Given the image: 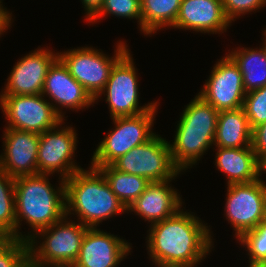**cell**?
<instances>
[{
	"label": "cell",
	"mask_w": 266,
	"mask_h": 267,
	"mask_svg": "<svg viewBox=\"0 0 266 267\" xmlns=\"http://www.w3.org/2000/svg\"><path fill=\"white\" fill-rule=\"evenodd\" d=\"M184 210L150 224L146 247L156 267H196L214 248L210 226Z\"/></svg>",
	"instance_id": "obj_1"
},
{
	"label": "cell",
	"mask_w": 266,
	"mask_h": 267,
	"mask_svg": "<svg viewBox=\"0 0 266 267\" xmlns=\"http://www.w3.org/2000/svg\"><path fill=\"white\" fill-rule=\"evenodd\" d=\"M48 176L36 174L15 178L17 239L28 241L38 231L48 228L66 215L65 180L61 179L59 187L55 189ZM23 219L32 229L27 235L19 231Z\"/></svg>",
	"instance_id": "obj_2"
},
{
	"label": "cell",
	"mask_w": 266,
	"mask_h": 267,
	"mask_svg": "<svg viewBox=\"0 0 266 267\" xmlns=\"http://www.w3.org/2000/svg\"><path fill=\"white\" fill-rule=\"evenodd\" d=\"M65 199L66 216L76 215L77 221L88 228H97L104 220L127 213L103 174L91 166L65 180Z\"/></svg>",
	"instance_id": "obj_3"
},
{
	"label": "cell",
	"mask_w": 266,
	"mask_h": 267,
	"mask_svg": "<svg viewBox=\"0 0 266 267\" xmlns=\"http://www.w3.org/2000/svg\"><path fill=\"white\" fill-rule=\"evenodd\" d=\"M218 114L219 111L199 95L185 106L174 142H169L172 160L181 172L192 168L214 145Z\"/></svg>",
	"instance_id": "obj_4"
},
{
	"label": "cell",
	"mask_w": 266,
	"mask_h": 267,
	"mask_svg": "<svg viewBox=\"0 0 266 267\" xmlns=\"http://www.w3.org/2000/svg\"><path fill=\"white\" fill-rule=\"evenodd\" d=\"M68 219L65 215L28 240L31 267H72L88 227ZM37 237L43 240L39 246Z\"/></svg>",
	"instance_id": "obj_5"
},
{
	"label": "cell",
	"mask_w": 266,
	"mask_h": 267,
	"mask_svg": "<svg viewBox=\"0 0 266 267\" xmlns=\"http://www.w3.org/2000/svg\"><path fill=\"white\" fill-rule=\"evenodd\" d=\"M158 103L150 110L134 116L112 118L113 130L100 141L91 158V167L111 165L132 148L150 140L156 133L152 131Z\"/></svg>",
	"instance_id": "obj_6"
},
{
	"label": "cell",
	"mask_w": 266,
	"mask_h": 267,
	"mask_svg": "<svg viewBox=\"0 0 266 267\" xmlns=\"http://www.w3.org/2000/svg\"><path fill=\"white\" fill-rule=\"evenodd\" d=\"M126 44L120 40L112 57L93 46H84L58 52V58L71 76L95 99L104 89L114 64L129 50Z\"/></svg>",
	"instance_id": "obj_7"
},
{
	"label": "cell",
	"mask_w": 266,
	"mask_h": 267,
	"mask_svg": "<svg viewBox=\"0 0 266 267\" xmlns=\"http://www.w3.org/2000/svg\"><path fill=\"white\" fill-rule=\"evenodd\" d=\"M118 171L145 177L149 182L176 179L181 171L171 157L169 142L155 134L111 164Z\"/></svg>",
	"instance_id": "obj_8"
},
{
	"label": "cell",
	"mask_w": 266,
	"mask_h": 267,
	"mask_svg": "<svg viewBox=\"0 0 266 267\" xmlns=\"http://www.w3.org/2000/svg\"><path fill=\"white\" fill-rule=\"evenodd\" d=\"M129 51L114 64L104 89L95 98L97 103L103 94L106 96L111 119L138 115L150 111L159 103L155 101L139 106L137 68Z\"/></svg>",
	"instance_id": "obj_9"
},
{
	"label": "cell",
	"mask_w": 266,
	"mask_h": 267,
	"mask_svg": "<svg viewBox=\"0 0 266 267\" xmlns=\"http://www.w3.org/2000/svg\"><path fill=\"white\" fill-rule=\"evenodd\" d=\"M225 216L235 231L237 240L255 229L264 219L266 183L261 178L248 183L227 185Z\"/></svg>",
	"instance_id": "obj_10"
},
{
	"label": "cell",
	"mask_w": 266,
	"mask_h": 267,
	"mask_svg": "<svg viewBox=\"0 0 266 267\" xmlns=\"http://www.w3.org/2000/svg\"><path fill=\"white\" fill-rule=\"evenodd\" d=\"M44 98L42 94L0 95V108L8 123L5 128L41 134L66 120Z\"/></svg>",
	"instance_id": "obj_11"
},
{
	"label": "cell",
	"mask_w": 266,
	"mask_h": 267,
	"mask_svg": "<svg viewBox=\"0 0 266 267\" xmlns=\"http://www.w3.org/2000/svg\"><path fill=\"white\" fill-rule=\"evenodd\" d=\"M63 122L39 134L37 164L38 174L52 175L58 172L60 180H67L83 168L76 165L73 158L78 142L76 130L71 126L62 127Z\"/></svg>",
	"instance_id": "obj_12"
},
{
	"label": "cell",
	"mask_w": 266,
	"mask_h": 267,
	"mask_svg": "<svg viewBox=\"0 0 266 267\" xmlns=\"http://www.w3.org/2000/svg\"><path fill=\"white\" fill-rule=\"evenodd\" d=\"M225 55L216 62L202 90L197 94L217 111L243 107L246 96L237 64L227 53Z\"/></svg>",
	"instance_id": "obj_13"
},
{
	"label": "cell",
	"mask_w": 266,
	"mask_h": 267,
	"mask_svg": "<svg viewBox=\"0 0 266 267\" xmlns=\"http://www.w3.org/2000/svg\"><path fill=\"white\" fill-rule=\"evenodd\" d=\"M58 53L48 48H38L16 62L0 95L42 94L49 67Z\"/></svg>",
	"instance_id": "obj_14"
},
{
	"label": "cell",
	"mask_w": 266,
	"mask_h": 267,
	"mask_svg": "<svg viewBox=\"0 0 266 267\" xmlns=\"http://www.w3.org/2000/svg\"><path fill=\"white\" fill-rule=\"evenodd\" d=\"M42 95L52 100V106L63 119V108L78 111L94 106L95 103V99L71 76L59 58L48 69Z\"/></svg>",
	"instance_id": "obj_15"
},
{
	"label": "cell",
	"mask_w": 266,
	"mask_h": 267,
	"mask_svg": "<svg viewBox=\"0 0 266 267\" xmlns=\"http://www.w3.org/2000/svg\"><path fill=\"white\" fill-rule=\"evenodd\" d=\"M2 139L1 171L13 178L38 174L39 134L5 128Z\"/></svg>",
	"instance_id": "obj_16"
},
{
	"label": "cell",
	"mask_w": 266,
	"mask_h": 267,
	"mask_svg": "<svg viewBox=\"0 0 266 267\" xmlns=\"http://www.w3.org/2000/svg\"><path fill=\"white\" fill-rule=\"evenodd\" d=\"M131 247L125 239L114 234L88 228L72 267H117L132 252Z\"/></svg>",
	"instance_id": "obj_17"
},
{
	"label": "cell",
	"mask_w": 266,
	"mask_h": 267,
	"mask_svg": "<svg viewBox=\"0 0 266 267\" xmlns=\"http://www.w3.org/2000/svg\"><path fill=\"white\" fill-rule=\"evenodd\" d=\"M231 26L223 11L222 0H182L172 28L207 34H222Z\"/></svg>",
	"instance_id": "obj_18"
},
{
	"label": "cell",
	"mask_w": 266,
	"mask_h": 267,
	"mask_svg": "<svg viewBox=\"0 0 266 267\" xmlns=\"http://www.w3.org/2000/svg\"><path fill=\"white\" fill-rule=\"evenodd\" d=\"M150 182L145 191L127 208L151 224L163 221L182 208L183 199L170 182Z\"/></svg>",
	"instance_id": "obj_19"
},
{
	"label": "cell",
	"mask_w": 266,
	"mask_h": 267,
	"mask_svg": "<svg viewBox=\"0 0 266 267\" xmlns=\"http://www.w3.org/2000/svg\"><path fill=\"white\" fill-rule=\"evenodd\" d=\"M215 149L216 168L227 178V185L232 183H248L260 179L262 163L258 160L252 146L244 148Z\"/></svg>",
	"instance_id": "obj_20"
},
{
	"label": "cell",
	"mask_w": 266,
	"mask_h": 267,
	"mask_svg": "<svg viewBox=\"0 0 266 267\" xmlns=\"http://www.w3.org/2000/svg\"><path fill=\"white\" fill-rule=\"evenodd\" d=\"M252 132L243 107L219 111L214 146L223 148L252 146Z\"/></svg>",
	"instance_id": "obj_21"
},
{
	"label": "cell",
	"mask_w": 266,
	"mask_h": 267,
	"mask_svg": "<svg viewBox=\"0 0 266 267\" xmlns=\"http://www.w3.org/2000/svg\"><path fill=\"white\" fill-rule=\"evenodd\" d=\"M228 53L242 74L246 93L266 85V55L261 48L238 47Z\"/></svg>",
	"instance_id": "obj_22"
},
{
	"label": "cell",
	"mask_w": 266,
	"mask_h": 267,
	"mask_svg": "<svg viewBox=\"0 0 266 267\" xmlns=\"http://www.w3.org/2000/svg\"><path fill=\"white\" fill-rule=\"evenodd\" d=\"M141 32L150 36L165 27L171 28L177 20L182 0H140Z\"/></svg>",
	"instance_id": "obj_23"
},
{
	"label": "cell",
	"mask_w": 266,
	"mask_h": 267,
	"mask_svg": "<svg viewBox=\"0 0 266 267\" xmlns=\"http://www.w3.org/2000/svg\"><path fill=\"white\" fill-rule=\"evenodd\" d=\"M97 169L126 208L145 191L150 183L145 177L118 171L112 165L100 166Z\"/></svg>",
	"instance_id": "obj_24"
},
{
	"label": "cell",
	"mask_w": 266,
	"mask_h": 267,
	"mask_svg": "<svg viewBox=\"0 0 266 267\" xmlns=\"http://www.w3.org/2000/svg\"><path fill=\"white\" fill-rule=\"evenodd\" d=\"M15 178L0 170V232L16 238Z\"/></svg>",
	"instance_id": "obj_25"
},
{
	"label": "cell",
	"mask_w": 266,
	"mask_h": 267,
	"mask_svg": "<svg viewBox=\"0 0 266 267\" xmlns=\"http://www.w3.org/2000/svg\"><path fill=\"white\" fill-rule=\"evenodd\" d=\"M0 267H31L28 241L14 237L0 240Z\"/></svg>",
	"instance_id": "obj_26"
},
{
	"label": "cell",
	"mask_w": 266,
	"mask_h": 267,
	"mask_svg": "<svg viewBox=\"0 0 266 267\" xmlns=\"http://www.w3.org/2000/svg\"><path fill=\"white\" fill-rule=\"evenodd\" d=\"M136 19L141 31V1L140 0H104L100 10L89 20L88 23H96L106 15Z\"/></svg>",
	"instance_id": "obj_27"
},
{
	"label": "cell",
	"mask_w": 266,
	"mask_h": 267,
	"mask_svg": "<svg viewBox=\"0 0 266 267\" xmlns=\"http://www.w3.org/2000/svg\"><path fill=\"white\" fill-rule=\"evenodd\" d=\"M243 109L252 130L266 122V85L246 93Z\"/></svg>",
	"instance_id": "obj_28"
},
{
	"label": "cell",
	"mask_w": 266,
	"mask_h": 267,
	"mask_svg": "<svg viewBox=\"0 0 266 267\" xmlns=\"http://www.w3.org/2000/svg\"><path fill=\"white\" fill-rule=\"evenodd\" d=\"M238 241L239 245L247 247L249 262L266 260V224L261 222L255 229L245 232Z\"/></svg>",
	"instance_id": "obj_29"
},
{
	"label": "cell",
	"mask_w": 266,
	"mask_h": 267,
	"mask_svg": "<svg viewBox=\"0 0 266 267\" xmlns=\"http://www.w3.org/2000/svg\"><path fill=\"white\" fill-rule=\"evenodd\" d=\"M226 18L233 23L236 18L266 7V0H222Z\"/></svg>",
	"instance_id": "obj_30"
},
{
	"label": "cell",
	"mask_w": 266,
	"mask_h": 267,
	"mask_svg": "<svg viewBox=\"0 0 266 267\" xmlns=\"http://www.w3.org/2000/svg\"><path fill=\"white\" fill-rule=\"evenodd\" d=\"M252 147L258 160H266V122L257 126L252 132Z\"/></svg>",
	"instance_id": "obj_31"
},
{
	"label": "cell",
	"mask_w": 266,
	"mask_h": 267,
	"mask_svg": "<svg viewBox=\"0 0 266 267\" xmlns=\"http://www.w3.org/2000/svg\"><path fill=\"white\" fill-rule=\"evenodd\" d=\"M85 9V18L89 21L102 7L104 0H81Z\"/></svg>",
	"instance_id": "obj_32"
},
{
	"label": "cell",
	"mask_w": 266,
	"mask_h": 267,
	"mask_svg": "<svg viewBox=\"0 0 266 267\" xmlns=\"http://www.w3.org/2000/svg\"><path fill=\"white\" fill-rule=\"evenodd\" d=\"M2 1L3 0H0V37L11 27L13 21L12 12L10 13L9 10L1 4Z\"/></svg>",
	"instance_id": "obj_33"
},
{
	"label": "cell",
	"mask_w": 266,
	"mask_h": 267,
	"mask_svg": "<svg viewBox=\"0 0 266 267\" xmlns=\"http://www.w3.org/2000/svg\"><path fill=\"white\" fill-rule=\"evenodd\" d=\"M249 267H266V260L259 262H249Z\"/></svg>",
	"instance_id": "obj_34"
},
{
	"label": "cell",
	"mask_w": 266,
	"mask_h": 267,
	"mask_svg": "<svg viewBox=\"0 0 266 267\" xmlns=\"http://www.w3.org/2000/svg\"><path fill=\"white\" fill-rule=\"evenodd\" d=\"M263 36H264L265 39L264 38L262 39V41L264 40V42L262 43L263 46H261V49L263 50L264 54L266 55V28H265V30L263 32Z\"/></svg>",
	"instance_id": "obj_35"
},
{
	"label": "cell",
	"mask_w": 266,
	"mask_h": 267,
	"mask_svg": "<svg viewBox=\"0 0 266 267\" xmlns=\"http://www.w3.org/2000/svg\"><path fill=\"white\" fill-rule=\"evenodd\" d=\"M262 173H266V160L262 163Z\"/></svg>",
	"instance_id": "obj_36"
},
{
	"label": "cell",
	"mask_w": 266,
	"mask_h": 267,
	"mask_svg": "<svg viewBox=\"0 0 266 267\" xmlns=\"http://www.w3.org/2000/svg\"><path fill=\"white\" fill-rule=\"evenodd\" d=\"M263 223L266 224V207H265V212H264V219H263Z\"/></svg>",
	"instance_id": "obj_37"
},
{
	"label": "cell",
	"mask_w": 266,
	"mask_h": 267,
	"mask_svg": "<svg viewBox=\"0 0 266 267\" xmlns=\"http://www.w3.org/2000/svg\"><path fill=\"white\" fill-rule=\"evenodd\" d=\"M5 236L0 232V240H3Z\"/></svg>",
	"instance_id": "obj_38"
}]
</instances>
